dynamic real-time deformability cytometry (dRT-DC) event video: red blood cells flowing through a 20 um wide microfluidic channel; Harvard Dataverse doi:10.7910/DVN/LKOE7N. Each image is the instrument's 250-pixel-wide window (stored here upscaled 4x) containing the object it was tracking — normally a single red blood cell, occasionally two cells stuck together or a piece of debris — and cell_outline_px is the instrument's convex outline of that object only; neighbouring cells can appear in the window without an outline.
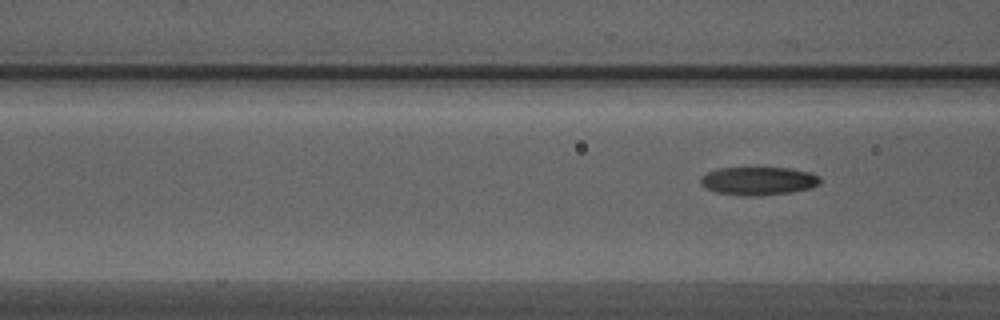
{"species": "Egyptian fruit bat (a non-hibernating species)", "species_latin": "Rousettus aegyptiacus", "temperature_condition": "warm", "stored_images_in_passage": 6, "camera_frame_rate_fps": 3000, "um_per_image_px": 0.085, "animal": {"sex": "male"}, "frame": {"image": 1, "passage_image": 6, "time_ms": 1.667, "image_size_px": [1000, 320], "cell_outline_px": [[820, 184], [812, 188], [792, 192], [760, 196], [748, 196], [716, 192], [700, 184], [700, 180], [708, 172], [716, 168], [788, 168], [812, 172], [820, 176]], "centroid_in_image_um": [64.52, 15.38], "position_along_channel_um": 102.1, "area_um2": 19.71}}